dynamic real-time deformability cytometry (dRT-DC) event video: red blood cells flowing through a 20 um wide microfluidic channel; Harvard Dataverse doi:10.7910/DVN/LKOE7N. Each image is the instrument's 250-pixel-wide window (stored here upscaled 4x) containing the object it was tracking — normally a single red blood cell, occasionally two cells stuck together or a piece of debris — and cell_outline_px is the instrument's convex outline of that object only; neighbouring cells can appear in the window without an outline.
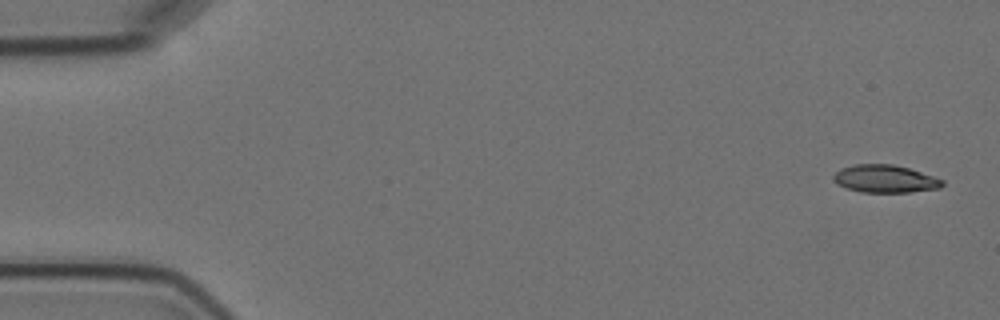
{"species": "Egyptian fruit bat (a non-hibernating species)", "species_latin": "Rousettus aegyptiacus", "temperature_condition": "cold", "stored_images_in_passage": 6, "camera_frame_rate_fps": 3000, "um_per_image_px": 0.085, "animal": {"sex": "female"}, "frame": {"image": 1, "passage_image": 1, "time_ms": 0.0, "image_size_px": [1000, 320], "cell_outline_px": [[944, 184], [940, 188], [908, 192], [860, 192], [836, 184], [832, 176], [840, 168], [852, 164], [892, 164], [908, 168], [944, 180]], "centroid_in_image_um": [75.19, 15.19], "position_along_channel_um": 9.8, "area_um2": 17.51}}
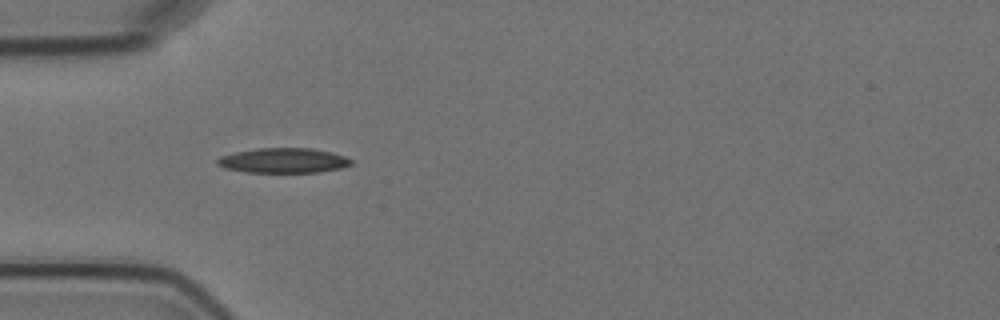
{"frame": {"image": 2, "passage_image": 5, "time_ms": 5.0, "image_size_px": [1000, 320], "cell_outline_px": [[352, 164], [340, 168], [320, 172], [244, 172], [224, 168], [216, 164], [216, 160], [220, 156], [236, 152], [256, 148], [312, 148], [332, 152], [344, 156], [352, 160]], "centroid_in_image_um": [24.07, 13.64], "position_along_channel_um": 60.9, "area_um2": 19.48}}
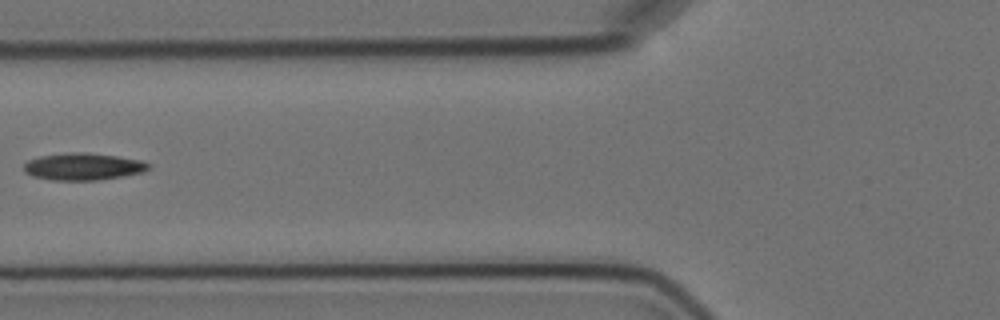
{"frame": {"image": 3, "passage_image": 6, "time_ms": 6.667, "image_size_px": [1000, 320], "cell_outline_px": [[148, 168], [144, 172], [124, 176], [96, 180], [52, 180], [32, 176], [24, 172], [24, 164], [28, 160], [40, 156], [72, 152], [88, 152], [116, 156], [140, 160], [148, 164]], "centroid_in_image_um": [7.03, 14.16], "position_along_channel_um": 118.8, "area_um2": 19.59}}